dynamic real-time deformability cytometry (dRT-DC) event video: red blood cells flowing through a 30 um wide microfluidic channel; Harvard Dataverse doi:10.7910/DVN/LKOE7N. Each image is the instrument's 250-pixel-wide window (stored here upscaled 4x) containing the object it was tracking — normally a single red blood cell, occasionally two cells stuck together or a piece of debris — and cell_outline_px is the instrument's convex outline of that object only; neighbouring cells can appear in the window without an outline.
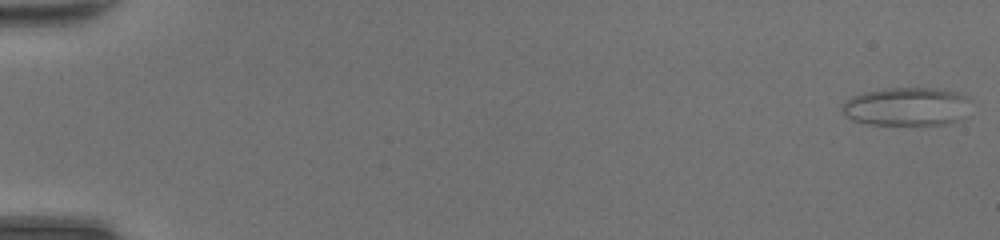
{"species": "common noctule bat (a hibernating species)", "species_latin": "Nyctalus noctula", "temperature_condition": "room temperature", "stored_images_in_passage": 48, "camera_frame_rate_fps": 3000, "um_per_image_px": 0.085, "animal": {"sex": "female", "body_mass_g": 20.0, "forearm_length_mm": 54.0}, "frame": {"image": 1, "passage_image": 1, "time_ms": 0.0, "image_size_px": [1000, 240], "cell_outline_px": [[968, 100], [960, 120], [944, 124], [872, 124], [852, 120], [840, 108], [840, 104], [844, 100], [852, 96], [864, 92], [888, 88], [940, 88], [960, 92], [968, 96]], "centroid_in_image_um": [77.02, 9.03], "position_along_channel_um": 8.0, "area_um2": 28.61}}
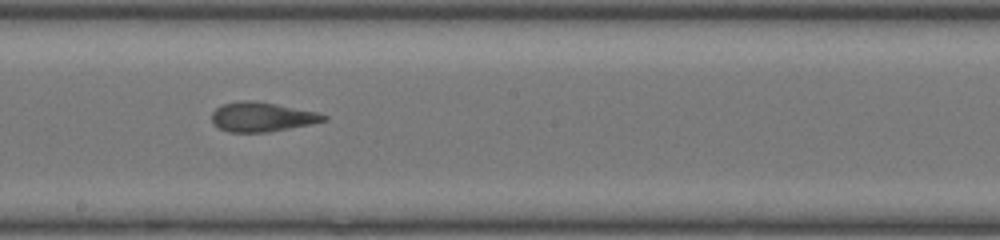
{"frame": {"image": 2, "passage_image": 28, "time_ms": 9.0, "image_size_px": [1000, 240], "cell_outline_px": [[328, 120], [312, 124], [268, 132], [228, 132], [212, 124], [212, 112], [216, 108], [224, 104], [240, 100], [252, 100], [276, 104], [316, 112], [328, 116]], "centroid_in_image_um": [22.26, 9.94], "position_along_channel_um": 225.9, "area_um2": 19.19}}
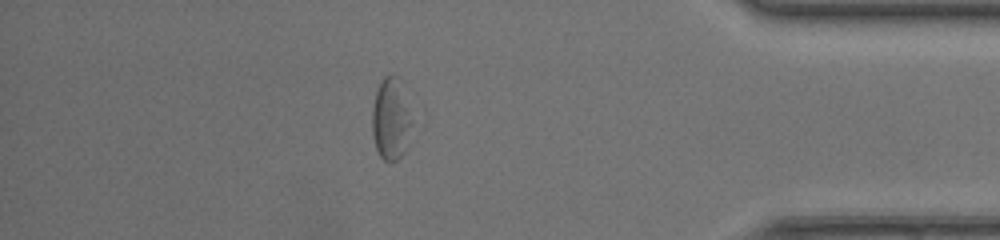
{"frame": {"image": 3, "passage_image": 42, "time_ms": 13.667, "image_size_px": [1000, 240], "cell_outline_px": [[412, 124], [404, 152], [392, 164], [384, 160], [380, 156], [376, 148], [372, 136], [372, 108], [376, 92], [380, 80], [384, 76], [392, 72], [400, 76], [404, 80]], "centroid_in_image_um": [33.24, 10.02], "position_along_channel_um": 402.0, "area_um2": 19.77}, "authors_computed_cell_mechanics": {"area_um2": 21.1837, "velocity_mm_per_s": 4.437, "shape_relaxation_time_tau1_ms": null, "shape_relaxation_time_tau2_ms": 1.2415, "deformation_change_tau1": null, "deformation_change_tau2": 0.1005}}